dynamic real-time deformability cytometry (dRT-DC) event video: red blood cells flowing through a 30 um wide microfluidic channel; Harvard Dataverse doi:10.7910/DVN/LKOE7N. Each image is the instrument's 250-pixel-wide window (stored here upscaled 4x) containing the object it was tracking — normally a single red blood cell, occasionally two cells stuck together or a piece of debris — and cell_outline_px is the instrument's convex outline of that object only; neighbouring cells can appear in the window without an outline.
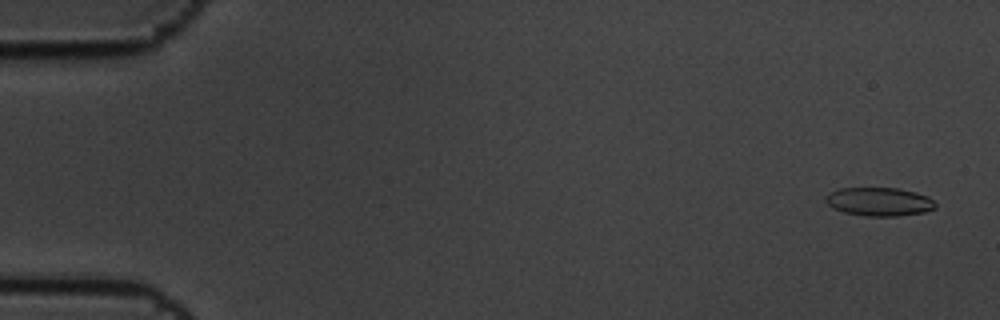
{"species": "common noctule bat (a hibernating species)", "species_latin": "Nyctalus noctula", "temperature_condition": "cold", "stored_images_in_passage": 10, "camera_frame_rate_fps": 3000, "um_per_image_px": 0.085, "animal": {"sex": "male", "body_mass_g": 19.5, "forearm_length_mm": 54.6}, "frame": {"image": 1, "passage_image": 1, "time_ms": 0.0, "image_size_px": [1000, 320], "cell_outline_px": [[936, 208], [924, 212], [900, 216], [864, 216], [844, 212], [832, 208], [824, 200], [824, 196], [840, 188], [896, 188], [916, 192], [928, 196], [936, 204]], "centroid_in_image_um": [74.73, 17.15], "position_along_channel_um": 10.3, "area_um2": 18.32}}
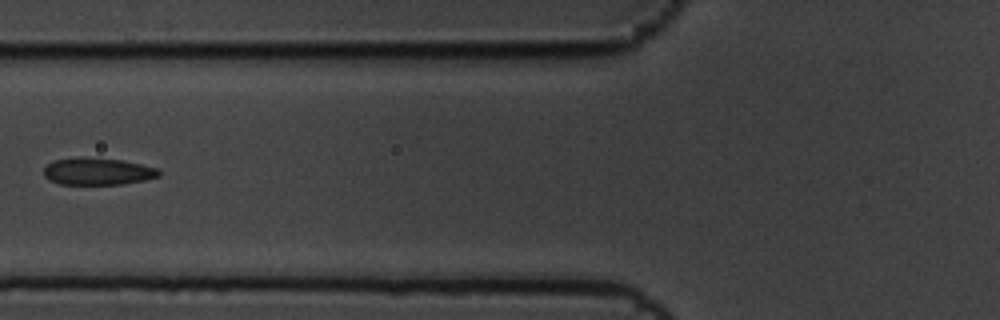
{"frame": {"image": 2, "passage_image": 7, "time_ms": 2.0, "image_size_px": [1000, 320], "cell_outline_px": [[160, 176], [144, 180], [120, 184], [60, 184], [48, 180], [44, 176], [44, 168], [52, 160], [80, 156], [84, 156], [120, 160], [160, 168]], "centroid_in_image_um": [8.27, 14.55], "position_along_channel_um": 117.5, "area_um2": 18.38}}
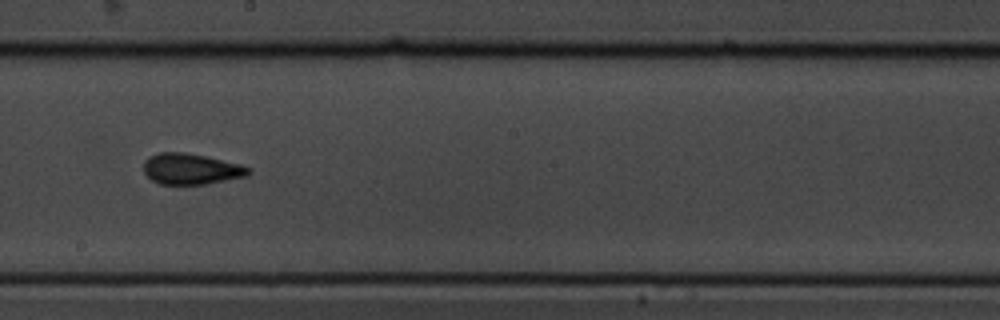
{"frame": {"image": 3, "passage_image": 10, "time_ms": 3.0, "image_size_px": [1000, 320], "cell_outline_px": [[252, 172], [248, 176], [204, 184], [160, 184], [152, 180], [144, 172], [144, 160], [148, 156], [160, 152], [184, 152], [204, 156], [240, 164], [252, 168]], "centroid_in_image_um": [16.25, 14.36], "position_along_channel_um": 232.0, "area_um2": 18.9}}